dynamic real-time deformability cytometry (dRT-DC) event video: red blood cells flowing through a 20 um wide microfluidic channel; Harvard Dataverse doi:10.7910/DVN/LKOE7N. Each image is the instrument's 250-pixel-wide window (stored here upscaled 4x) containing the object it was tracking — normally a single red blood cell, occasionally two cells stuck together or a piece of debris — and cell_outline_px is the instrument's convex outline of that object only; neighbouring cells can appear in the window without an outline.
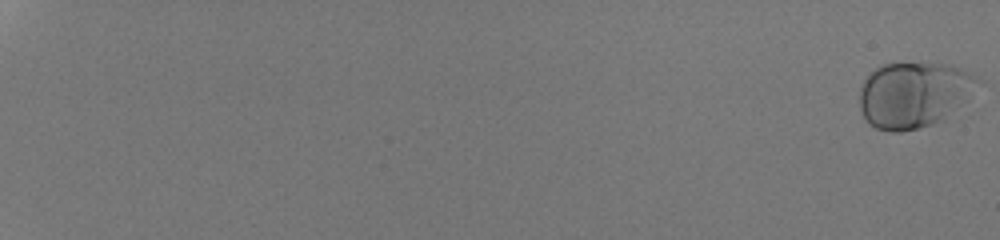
{"species": "human", "species_latin": "Homo sapiens", "temperature_condition": "room temperature", "stored_images_in_passage": 55, "camera_frame_rate_fps": 3000, "um_per_image_px": 0.085, "donor": {"sex": "male"}, "frame": {"image": 1, "passage_image": 1, "time_ms": 0.0, "image_size_px": [1000, 240], "cell_outline_px": [[984, 80], [944, 120], [920, 128], [900, 132], [888, 132], [876, 128], [868, 124], [860, 108], [860, 88], [864, 80], [876, 68], [884, 64], [948, 64], [960, 68]], "centroid_in_image_um": [77.67, 8.07], "position_along_channel_um": 7.3, "area_um2": 45.08}}
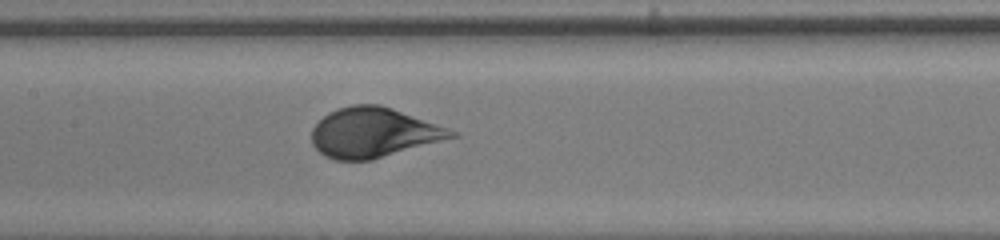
{"frame": {"image": 2, "passage_image": 33, "time_ms": 10.667, "image_size_px": [1000, 240], "cell_outline_px": [[460, 136], [372, 160], [336, 160], [324, 156], [312, 144], [312, 128], [328, 112], [336, 108], [352, 104], [380, 104], [392, 108], [460, 132]], "centroid_in_image_um": [31.77, 11.27], "position_along_channel_um": 175.6, "area_um2": 40.75}}
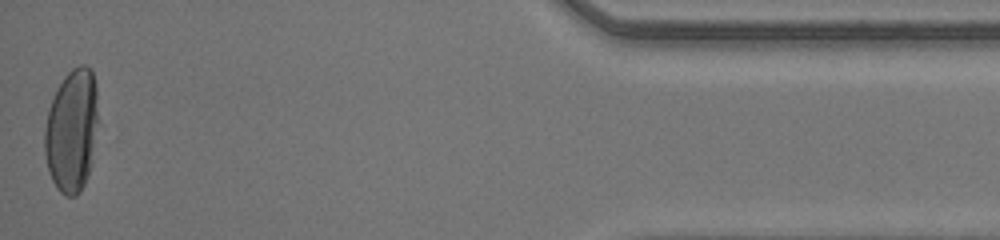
{"frame": {"image": 3, "passage_image": 55, "time_ms": 18.0, "image_size_px": [1000, 240], "cell_outline_px": [[96, 120], [92, 164], [88, 176], [80, 192], [76, 196], [64, 196], [56, 188], [48, 172], [44, 152], [44, 128], [48, 108], [56, 88], [64, 76], [72, 68], [80, 64], [84, 64], [92, 68], [96, 84]], "centroid_in_image_um": [6.07, 11.09], "position_along_channel_um": 429.1, "area_um2": 38.78}, "authors_computed_cell_mechanics": {"area_um2": 42.1362, "velocity_mm_per_s": 4.2115, "shape_relaxation_time_tau1_ms": 3.8626, "shape_relaxation_time_tau2_ms": null, "deformation_change_tau1": 0.1766, "deformation_change_tau2": null}}